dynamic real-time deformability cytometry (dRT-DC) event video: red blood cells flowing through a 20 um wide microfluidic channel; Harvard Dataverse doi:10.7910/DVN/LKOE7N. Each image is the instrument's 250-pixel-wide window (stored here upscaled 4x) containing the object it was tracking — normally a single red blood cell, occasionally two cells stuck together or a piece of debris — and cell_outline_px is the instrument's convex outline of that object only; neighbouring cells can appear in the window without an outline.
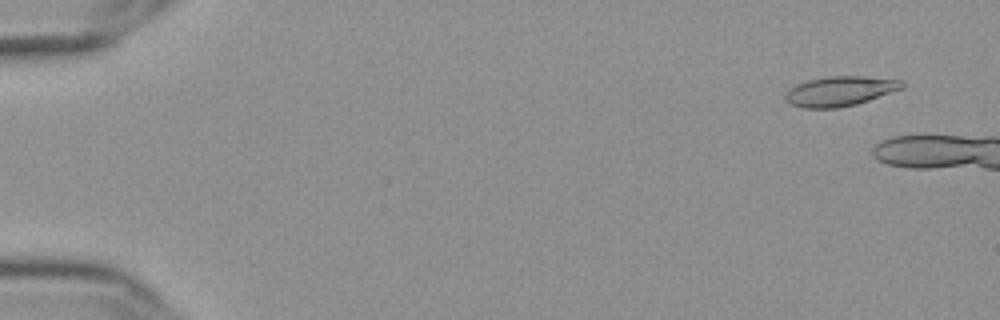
{"species": "Egyptian fruit bat (a non-hibernating species)", "species_latin": "Rousettus aegyptiacus", "temperature_condition": "cold", "stored_images_in_passage": 13, "camera_frame_rate_fps": 3000, "um_per_image_px": 0.085, "frame": {"image": 1, "passage_image": 4, "time_ms": 1.0, "image_size_px": [1000, 320], "cell_outline_px": [[904, 88], [856, 104], [836, 108], [804, 108], [792, 104], [784, 100], [784, 96], [788, 88], [796, 84], [808, 80], [828, 76], [864, 76], [904, 80]], "centroid_in_image_um": [71.39, 7.74], "position_along_channel_um": 13.6, "area_um2": 20.35}}